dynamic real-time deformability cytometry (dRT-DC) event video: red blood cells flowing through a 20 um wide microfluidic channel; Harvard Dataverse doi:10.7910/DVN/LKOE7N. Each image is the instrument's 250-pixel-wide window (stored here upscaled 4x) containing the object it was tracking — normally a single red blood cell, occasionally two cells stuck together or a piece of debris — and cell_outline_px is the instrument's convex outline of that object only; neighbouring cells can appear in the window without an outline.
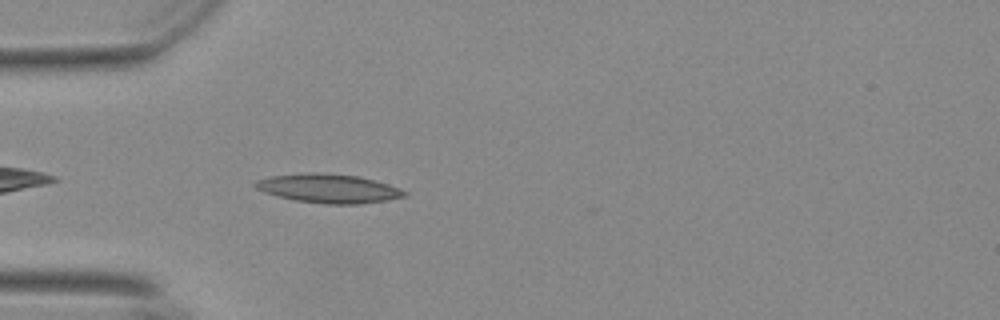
{"species": "Egyptian fruit bat (a non-hibernating species)", "species_latin": "Rousettus aegyptiacus", "temperature_condition": "warm", "stored_images_in_passage": 42, "camera_frame_rate_fps": 3000, "um_per_image_px": 0.085, "animal": {"sex": "female"}, "frame": {"image": 1, "passage_image": 3, "time_ms": 0.667, "image_size_px": [1000, 320], "cell_outline_px": [[408, 192], [404, 196], [388, 200], [356, 204], [324, 204], [296, 200], [276, 196], [264, 192], [256, 188], [252, 184], [256, 180], [268, 176], [312, 172], [316, 172], [360, 176], [388, 184], [400, 188]], "centroid_in_image_um": [27.9, 16.01], "position_along_channel_um": 57.1, "area_um2": 25.2}}
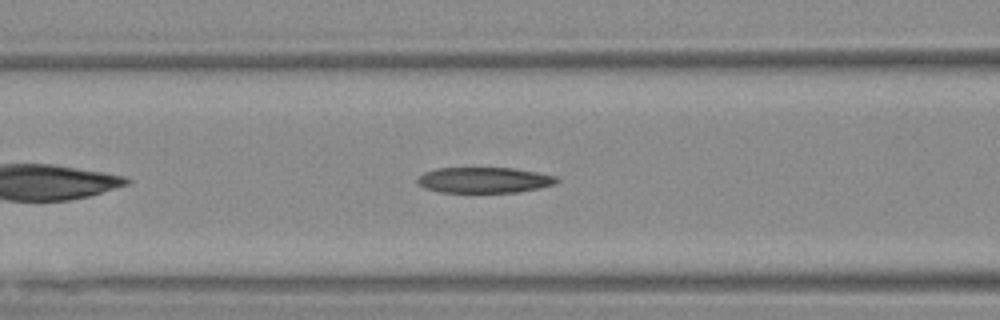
{"frame": {"image": 2, "passage_image": 9, "time_ms": 2.667, "image_size_px": [1000, 320], "cell_outline_px": [[560, 180], [552, 184], [536, 188], [516, 192], [440, 192], [424, 188], [416, 180], [424, 172], [436, 168], [512, 168], [536, 172], [556, 176]], "centroid_in_image_um": [41.11, 15.3], "position_along_channel_um": 125.5, "area_um2": 20.58}}
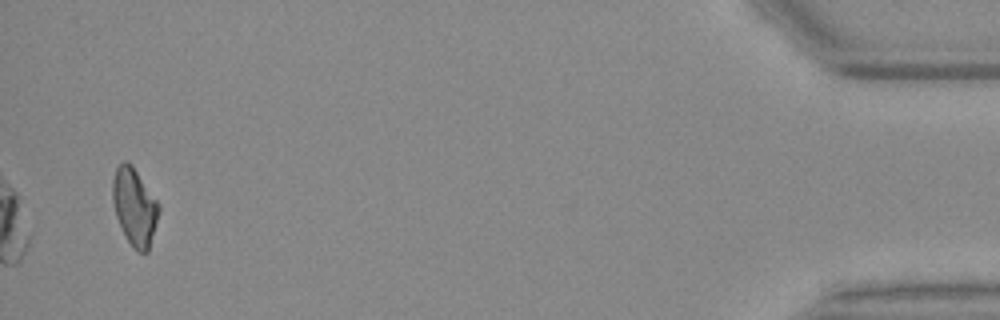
{"frame": {"image": 3, "passage_image": 40, "time_ms": 13.0, "image_size_px": [1000, 320], "cell_outline_px": [[160, 208], [148, 252], [140, 252], [128, 240], [116, 216], [112, 200], [112, 180], [116, 168], [124, 160], [128, 160], [132, 164], [160, 204]], "centroid_in_image_um": [11.43, 17.51], "position_along_channel_um": 423.8, "area_um2": 20.58}, "authors_computed_cell_mechanics": {"area_um2": 21.4438, "velocity_mm_per_s": 3.6919, "shape_relaxation_time_tau1_ms": null, "shape_relaxation_time_tau2_ms": 2.8841, "deformation_change_tau1": null, "deformation_change_tau2": 0.1234}}